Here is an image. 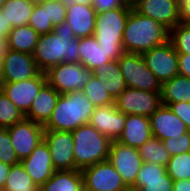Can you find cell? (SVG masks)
Here are the masks:
<instances>
[{
	"label": "cell",
	"instance_id": "cell-14",
	"mask_svg": "<svg viewBox=\"0 0 190 191\" xmlns=\"http://www.w3.org/2000/svg\"><path fill=\"white\" fill-rule=\"evenodd\" d=\"M40 72L32 54L6 50L3 57V83L21 82L36 77Z\"/></svg>",
	"mask_w": 190,
	"mask_h": 191
},
{
	"label": "cell",
	"instance_id": "cell-47",
	"mask_svg": "<svg viewBox=\"0 0 190 191\" xmlns=\"http://www.w3.org/2000/svg\"><path fill=\"white\" fill-rule=\"evenodd\" d=\"M65 7L71 6L73 4L91 5L94 0H58Z\"/></svg>",
	"mask_w": 190,
	"mask_h": 191
},
{
	"label": "cell",
	"instance_id": "cell-18",
	"mask_svg": "<svg viewBox=\"0 0 190 191\" xmlns=\"http://www.w3.org/2000/svg\"><path fill=\"white\" fill-rule=\"evenodd\" d=\"M134 9L162 24L169 31L180 23L177 0H141Z\"/></svg>",
	"mask_w": 190,
	"mask_h": 191
},
{
	"label": "cell",
	"instance_id": "cell-48",
	"mask_svg": "<svg viewBox=\"0 0 190 191\" xmlns=\"http://www.w3.org/2000/svg\"><path fill=\"white\" fill-rule=\"evenodd\" d=\"M7 49H0V87L3 84V57Z\"/></svg>",
	"mask_w": 190,
	"mask_h": 191
},
{
	"label": "cell",
	"instance_id": "cell-35",
	"mask_svg": "<svg viewBox=\"0 0 190 191\" xmlns=\"http://www.w3.org/2000/svg\"><path fill=\"white\" fill-rule=\"evenodd\" d=\"M169 40L172 42L177 54L190 55V25L178 23L170 30Z\"/></svg>",
	"mask_w": 190,
	"mask_h": 191
},
{
	"label": "cell",
	"instance_id": "cell-49",
	"mask_svg": "<svg viewBox=\"0 0 190 191\" xmlns=\"http://www.w3.org/2000/svg\"><path fill=\"white\" fill-rule=\"evenodd\" d=\"M141 0H122L123 4L125 6L135 8L136 5L140 2Z\"/></svg>",
	"mask_w": 190,
	"mask_h": 191
},
{
	"label": "cell",
	"instance_id": "cell-19",
	"mask_svg": "<svg viewBox=\"0 0 190 191\" xmlns=\"http://www.w3.org/2000/svg\"><path fill=\"white\" fill-rule=\"evenodd\" d=\"M149 119L152 136L161 141L189 131L185 123L166 105H162Z\"/></svg>",
	"mask_w": 190,
	"mask_h": 191
},
{
	"label": "cell",
	"instance_id": "cell-6",
	"mask_svg": "<svg viewBox=\"0 0 190 191\" xmlns=\"http://www.w3.org/2000/svg\"><path fill=\"white\" fill-rule=\"evenodd\" d=\"M46 80L59 94L82 91L93 73L82 63H60L50 67L46 72Z\"/></svg>",
	"mask_w": 190,
	"mask_h": 191
},
{
	"label": "cell",
	"instance_id": "cell-28",
	"mask_svg": "<svg viewBox=\"0 0 190 191\" xmlns=\"http://www.w3.org/2000/svg\"><path fill=\"white\" fill-rule=\"evenodd\" d=\"M35 3L29 0H6L0 12L7 21V26L17 27L28 25Z\"/></svg>",
	"mask_w": 190,
	"mask_h": 191
},
{
	"label": "cell",
	"instance_id": "cell-32",
	"mask_svg": "<svg viewBox=\"0 0 190 191\" xmlns=\"http://www.w3.org/2000/svg\"><path fill=\"white\" fill-rule=\"evenodd\" d=\"M165 169L173 181L190 179V152L171 156Z\"/></svg>",
	"mask_w": 190,
	"mask_h": 191
},
{
	"label": "cell",
	"instance_id": "cell-40",
	"mask_svg": "<svg viewBox=\"0 0 190 191\" xmlns=\"http://www.w3.org/2000/svg\"><path fill=\"white\" fill-rule=\"evenodd\" d=\"M167 106L185 123L190 131V102L170 103Z\"/></svg>",
	"mask_w": 190,
	"mask_h": 191
},
{
	"label": "cell",
	"instance_id": "cell-24",
	"mask_svg": "<svg viewBox=\"0 0 190 191\" xmlns=\"http://www.w3.org/2000/svg\"><path fill=\"white\" fill-rule=\"evenodd\" d=\"M104 89L115 100L126 88V82L120 71L117 60H111L92 72Z\"/></svg>",
	"mask_w": 190,
	"mask_h": 191
},
{
	"label": "cell",
	"instance_id": "cell-45",
	"mask_svg": "<svg viewBox=\"0 0 190 191\" xmlns=\"http://www.w3.org/2000/svg\"><path fill=\"white\" fill-rule=\"evenodd\" d=\"M11 167V165L0 161V191L4 188Z\"/></svg>",
	"mask_w": 190,
	"mask_h": 191
},
{
	"label": "cell",
	"instance_id": "cell-38",
	"mask_svg": "<svg viewBox=\"0 0 190 191\" xmlns=\"http://www.w3.org/2000/svg\"><path fill=\"white\" fill-rule=\"evenodd\" d=\"M41 7H46L48 21L53 26L59 25L66 19L67 7L62 5L58 0H48L39 3Z\"/></svg>",
	"mask_w": 190,
	"mask_h": 191
},
{
	"label": "cell",
	"instance_id": "cell-16",
	"mask_svg": "<svg viewBox=\"0 0 190 191\" xmlns=\"http://www.w3.org/2000/svg\"><path fill=\"white\" fill-rule=\"evenodd\" d=\"M20 163L38 188L46 183L56 171L52 163L49 147L44 139Z\"/></svg>",
	"mask_w": 190,
	"mask_h": 191
},
{
	"label": "cell",
	"instance_id": "cell-25",
	"mask_svg": "<svg viewBox=\"0 0 190 191\" xmlns=\"http://www.w3.org/2000/svg\"><path fill=\"white\" fill-rule=\"evenodd\" d=\"M39 191H85L81 170H56Z\"/></svg>",
	"mask_w": 190,
	"mask_h": 191
},
{
	"label": "cell",
	"instance_id": "cell-7",
	"mask_svg": "<svg viewBox=\"0 0 190 191\" xmlns=\"http://www.w3.org/2000/svg\"><path fill=\"white\" fill-rule=\"evenodd\" d=\"M117 62L128 88L161 92L162 84L148 69L141 54L124 53Z\"/></svg>",
	"mask_w": 190,
	"mask_h": 191
},
{
	"label": "cell",
	"instance_id": "cell-22",
	"mask_svg": "<svg viewBox=\"0 0 190 191\" xmlns=\"http://www.w3.org/2000/svg\"><path fill=\"white\" fill-rule=\"evenodd\" d=\"M65 21L76 38L92 36L96 23V10L91 5L73 4L67 7Z\"/></svg>",
	"mask_w": 190,
	"mask_h": 191
},
{
	"label": "cell",
	"instance_id": "cell-29",
	"mask_svg": "<svg viewBox=\"0 0 190 191\" xmlns=\"http://www.w3.org/2000/svg\"><path fill=\"white\" fill-rule=\"evenodd\" d=\"M39 36L30 25L13 27L6 38L7 49L33 54Z\"/></svg>",
	"mask_w": 190,
	"mask_h": 191
},
{
	"label": "cell",
	"instance_id": "cell-13",
	"mask_svg": "<svg viewBox=\"0 0 190 191\" xmlns=\"http://www.w3.org/2000/svg\"><path fill=\"white\" fill-rule=\"evenodd\" d=\"M43 139L49 147L55 170H75L72 132L44 130Z\"/></svg>",
	"mask_w": 190,
	"mask_h": 191
},
{
	"label": "cell",
	"instance_id": "cell-31",
	"mask_svg": "<svg viewBox=\"0 0 190 191\" xmlns=\"http://www.w3.org/2000/svg\"><path fill=\"white\" fill-rule=\"evenodd\" d=\"M1 191H39L23 165H13L9 171L4 188Z\"/></svg>",
	"mask_w": 190,
	"mask_h": 191
},
{
	"label": "cell",
	"instance_id": "cell-26",
	"mask_svg": "<svg viewBox=\"0 0 190 191\" xmlns=\"http://www.w3.org/2000/svg\"><path fill=\"white\" fill-rule=\"evenodd\" d=\"M79 56L81 63L89 70L95 71L111 61L108 54L100 47L93 36L79 38Z\"/></svg>",
	"mask_w": 190,
	"mask_h": 191
},
{
	"label": "cell",
	"instance_id": "cell-36",
	"mask_svg": "<svg viewBox=\"0 0 190 191\" xmlns=\"http://www.w3.org/2000/svg\"><path fill=\"white\" fill-rule=\"evenodd\" d=\"M40 36L53 32L54 26L47 19L46 7H41L40 4H35L29 24Z\"/></svg>",
	"mask_w": 190,
	"mask_h": 191
},
{
	"label": "cell",
	"instance_id": "cell-12",
	"mask_svg": "<svg viewBox=\"0 0 190 191\" xmlns=\"http://www.w3.org/2000/svg\"><path fill=\"white\" fill-rule=\"evenodd\" d=\"M7 129L20 162L27 158L43 140L44 126L26 118Z\"/></svg>",
	"mask_w": 190,
	"mask_h": 191
},
{
	"label": "cell",
	"instance_id": "cell-41",
	"mask_svg": "<svg viewBox=\"0 0 190 191\" xmlns=\"http://www.w3.org/2000/svg\"><path fill=\"white\" fill-rule=\"evenodd\" d=\"M92 7L98 12H105L117 8H131L125 6L122 0H94Z\"/></svg>",
	"mask_w": 190,
	"mask_h": 191
},
{
	"label": "cell",
	"instance_id": "cell-46",
	"mask_svg": "<svg viewBox=\"0 0 190 191\" xmlns=\"http://www.w3.org/2000/svg\"><path fill=\"white\" fill-rule=\"evenodd\" d=\"M173 191H190V179L173 181Z\"/></svg>",
	"mask_w": 190,
	"mask_h": 191
},
{
	"label": "cell",
	"instance_id": "cell-33",
	"mask_svg": "<svg viewBox=\"0 0 190 191\" xmlns=\"http://www.w3.org/2000/svg\"><path fill=\"white\" fill-rule=\"evenodd\" d=\"M24 118L23 112L0 89V127L9 128Z\"/></svg>",
	"mask_w": 190,
	"mask_h": 191
},
{
	"label": "cell",
	"instance_id": "cell-37",
	"mask_svg": "<svg viewBox=\"0 0 190 191\" xmlns=\"http://www.w3.org/2000/svg\"><path fill=\"white\" fill-rule=\"evenodd\" d=\"M0 161L8 165L20 163L11 143V138L7 128L0 127Z\"/></svg>",
	"mask_w": 190,
	"mask_h": 191
},
{
	"label": "cell",
	"instance_id": "cell-11",
	"mask_svg": "<svg viewBox=\"0 0 190 191\" xmlns=\"http://www.w3.org/2000/svg\"><path fill=\"white\" fill-rule=\"evenodd\" d=\"M108 161L114 166L126 186H133L143 163L138 149L112 141Z\"/></svg>",
	"mask_w": 190,
	"mask_h": 191
},
{
	"label": "cell",
	"instance_id": "cell-17",
	"mask_svg": "<svg viewBox=\"0 0 190 191\" xmlns=\"http://www.w3.org/2000/svg\"><path fill=\"white\" fill-rule=\"evenodd\" d=\"M126 115L115 104L94 108L89 124L111 141H117L125 127Z\"/></svg>",
	"mask_w": 190,
	"mask_h": 191
},
{
	"label": "cell",
	"instance_id": "cell-20",
	"mask_svg": "<svg viewBox=\"0 0 190 191\" xmlns=\"http://www.w3.org/2000/svg\"><path fill=\"white\" fill-rule=\"evenodd\" d=\"M133 187L140 191H173V180L164 166L143 162Z\"/></svg>",
	"mask_w": 190,
	"mask_h": 191
},
{
	"label": "cell",
	"instance_id": "cell-50",
	"mask_svg": "<svg viewBox=\"0 0 190 191\" xmlns=\"http://www.w3.org/2000/svg\"><path fill=\"white\" fill-rule=\"evenodd\" d=\"M122 191H140V189L133 186H126Z\"/></svg>",
	"mask_w": 190,
	"mask_h": 191
},
{
	"label": "cell",
	"instance_id": "cell-3",
	"mask_svg": "<svg viewBox=\"0 0 190 191\" xmlns=\"http://www.w3.org/2000/svg\"><path fill=\"white\" fill-rule=\"evenodd\" d=\"M95 106L82 91L60 94L44 130L72 132L90 122Z\"/></svg>",
	"mask_w": 190,
	"mask_h": 191
},
{
	"label": "cell",
	"instance_id": "cell-21",
	"mask_svg": "<svg viewBox=\"0 0 190 191\" xmlns=\"http://www.w3.org/2000/svg\"><path fill=\"white\" fill-rule=\"evenodd\" d=\"M152 137L150 119L143 115H126L125 127L117 142L138 149Z\"/></svg>",
	"mask_w": 190,
	"mask_h": 191
},
{
	"label": "cell",
	"instance_id": "cell-52",
	"mask_svg": "<svg viewBox=\"0 0 190 191\" xmlns=\"http://www.w3.org/2000/svg\"><path fill=\"white\" fill-rule=\"evenodd\" d=\"M6 0H0V7Z\"/></svg>",
	"mask_w": 190,
	"mask_h": 191
},
{
	"label": "cell",
	"instance_id": "cell-51",
	"mask_svg": "<svg viewBox=\"0 0 190 191\" xmlns=\"http://www.w3.org/2000/svg\"><path fill=\"white\" fill-rule=\"evenodd\" d=\"M29 1L34 2L35 4H39L43 1H48V0H29Z\"/></svg>",
	"mask_w": 190,
	"mask_h": 191
},
{
	"label": "cell",
	"instance_id": "cell-27",
	"mask_svg": "<svg viewBox=\"0 0 190 191\" xmlns=\"http://www.w3.org/2000/svg\"><path fill=\"white\" fill-rule=\"evenodd\" d=\"M162 104L190 102V77L175 75L161 86Z\"/></svg>",
	"mask_w": 190,
	"mask_h": 191
},
{
	"label": "cell",
	"instance_id": "cell-10",
	"mask_svg": "<svg viewBox=\"0 0 190 191\" xmlns=\"http://www.w3.org/2000/svg\"><path fill=\"white\" fill-rule=\"evenodd\" d=\"M81 173L85 191H122L126 187L108 160L85 167Z\"/></svg>",
	"mask_w": 190,
	"mask_h": 191
},
{
	"label": "cell",
	"instance_id": "cell-2",
	"mask_svg": "<svg viewBox=\"0 0 190 191\" xmlns=\"http://www.w3.org/2000/svg\"><path fill=\"white\" fill-rule=\"evenodd\" d=\"M170 31L150 17L131 8L123 32L122 46L125 53L142 54L166 43Z\"/></svg>",
	"mask_w": 190,
	"mask_h": 191
},
{
	"label": "cell",
	"instance_id": "cell-39",
	"mask_svg": "<svg viewBox=\"0 0 190 191\" xmlns=\"http://www.w3.org/2000/svg\"><path fill=\"white\" fill-rule=\"evenodd\" d=\"M171 156L190 152V131L180 136L162 140Z\"/></svg>",
	"mask_w": 190,
	"mask_h": 191
},
{
	"label": "cell",
	"instance_id": "cell-9",
	"mask_svg": "<svg viewBox=\"0 0 190 191\" xmlns=\"http://www.w3.org/2000/svg\"><path fill=\"white\" fill-rule=\"evenodd\" d=\"M141 55L161 84L179 74L178 54L170 40Z\"/></svg>",
	"mask_w": 190,
	"mask_h": 191
},
{
	"label": "cell",
	"instance_id": "cell-43",
	"mask_svg": "<svg viewBox=\"0 0 190 191\" xmlns=\"http://www.w3.org/2000/svg\"><path fill=\"white\" fill-rule=\"evenodd\" d=\"M12 28V26H7V21L0 12V49H7L6 38Z\"/></svg>",
	"mask_w": 190,
	"mask_h": 191
},
{
	"label": "cell",
	"instance_id": "cell-30",
	"mask_svg": "<svg viewBox=\"0 0 190 191\" xmlns=\"http://www.w3.org/2000/svg\"><path fill=\"white\" fill-rule=\"evenodd\" d=\"M143 162L157 164L166 167L171 155L164 143L156 137H151L138 148Z\"/></svg>",
	"mask_w": 190,
	"mask_h": 191
},
{
	"label": "cell",
	"instance_id": "cell-44",
	"mask_svg": "<svg viewBox=\"0 0 190 191\" xmlns=\"http://www.w3.org/2000/svg\"><path fill=\"white\" fill-rule=\"evenodd\" d=\"M178 70L179 74L190 77V55L178 54Z\"/></svg>",
	"mask_w": 190,
	"mask_h": 191
},
{
	"label": "cell",
	"instance_id": "cell-34",
	"mask_svg": "<svg viewBox=\"0 0 190 191\" xmlns=\"http://www.w3.org/2000/svg\"><path fill=\"white\" fill-rule=\"evenodd\" d=\"M82 92L95 107L114 104V100L110 94L93 75L91 79L84 85Z\"/></svg>",
	"mask_w": 190,
	"mask_h": 191
},
{
	"label": "cell",
	"instance_id": "cell-23",
	"mask_svg": "<svg viewBox=\"0 0 190 191\" xmlns=\"http://www.w3.org/2000/svg\"><path fill=\"white\" fill-rule=\"evenodd\" d=\"M60 94L46 83L34 98L25 118L45 126L51 118Z\"/></svg>",
	"mask_w": 190,
	"mask_h": 191
},
{
	"label": "cell",
	"instance_id": "cell-42",
	"mask_svg": "<svg viewBox=\"0 0 190 191\" xmlns=\"http://www.w3.org/2000/svg\"><path fill=\"white\" fill-rule=\"evenodd\" d=\"M180 23L190 25V0H177Z\"/></svg>",
	"mask_w": 190,
	"mask_h": 191
},
{
	"label": "cell",
	"instance_id": "cell-8",
	"mask_svg": "<svg viewBox=\"0 0 190 191\" xmlns=\"http://www.w3.org/2000/svg\"><path fill=\"white\" fill-rule=\"evenodd\" d=\"M116 108L125 115L150 117L162 104L161 92L126 88L115 100Z\"/></svg>",
	"mask_w": 190,
	"mask_h": 191
},
{
	"label": "cell",
	"instance_id": "cell-4",
	"mask_svg": "<svg viewBox=\"0 0 190 191\" xmlns=\"http://www.w3.org/2000/svg\"><path fill=\"white\" fill-rule=\"evenodd\" d=\"M131 8H117L96 13L93 37L108 54L110 60H118L125 52L122 46L123 32Z\"/></svg>",
	"mask_w": 190,
	"mask_h": 191
},
{
	"label": "cell",
	"instance_id": "cell-1",
	"mask_svg": "<svg viewBox=\"0 0 190 191\" xmlns=\"http://www.w3.org/2000/svg\"><path fill=\"white\" fill-rule=\"evenodd\" d=\"M79 38L64 21L54 26L53 32L38 37L33 58L38 69L46 72L50 67L64 63H81Z\"/></svg>",
	"mask_w": 190,
	"mask_h": 191
},
{
	"label": "cell",
	"instance_id": "cell-15",
	"mask_svg": "<svg viewBox=\"0 0 190 191\" xmlns=\"http://www.w3.org/2000/svg\"><path fill=\"white\" fill-rule=\"evenodd\" d=\"M46 83L45 72H40L36 77L21 82L3 83L0 89L25 115Z\"/></svg>",
	"mask_w": 190,
	"mask_h": 191
},
{
	"label": "cell",
	"instance_id": "cell-5",
	"mask_svg": "<svg viewBox=\"0 0 190 191\" xmlns=\"http://www.w3.org/2000/svg\"><path fill=\"white\" fill-rule=\"evenodd\" d=\"M72 136L74 139L75 170H82L108 160L112 141L90 124L79 126L72 131Z\"/></svg>",
	"mask_w": 190,
	"mask_h": 191
}]
</instances>
